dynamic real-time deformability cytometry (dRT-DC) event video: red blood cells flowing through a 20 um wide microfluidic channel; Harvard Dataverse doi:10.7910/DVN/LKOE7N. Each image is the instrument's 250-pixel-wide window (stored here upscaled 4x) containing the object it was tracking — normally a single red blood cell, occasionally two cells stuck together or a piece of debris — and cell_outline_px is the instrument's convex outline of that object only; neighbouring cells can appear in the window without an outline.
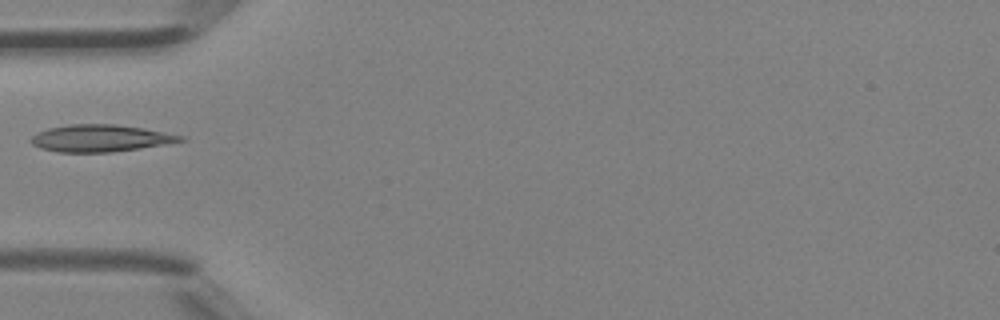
{"species": "Egyptian fruit bat (a non-hibernating species)", "species_latin": "Rousettus aegyptiacus", "temperature_condition": "room temperature", "stored_images_in_passage": 4, "camera_frame_rate_fps": 3000, "um_per_image_px": 0.085, "animal": {"sex": "female"}, "frame": {"image": 1, "passage_image": 4, "time_ms": 1.0, "image_size_px": [1000, 320], "cell_outline_px": [[188, 140], [140, 148], [112, 152], [60, 152], [40, 148], [32, 144], [28, 140], [36, 132], [48, 128], [72, 124], [116, 124], [144, 128], [184, 136]], "centroid_in_image_um": [8.52, 11.74], "position_along_channel_um": 76.5, "area_um2": 23.58}}